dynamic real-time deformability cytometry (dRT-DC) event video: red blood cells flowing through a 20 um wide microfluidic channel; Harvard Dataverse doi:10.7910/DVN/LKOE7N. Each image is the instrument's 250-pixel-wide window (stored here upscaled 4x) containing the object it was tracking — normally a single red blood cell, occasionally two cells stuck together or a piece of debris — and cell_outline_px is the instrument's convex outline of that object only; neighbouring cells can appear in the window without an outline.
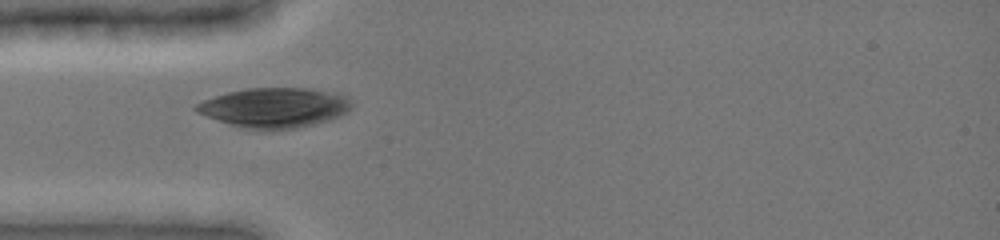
{"species": "common noctule bat (a hibernating species)", "species_latin": "Nyctalus noctula", "temperature_condition": "cold", "stored_images_in_passage": 5, "camera_frame_rate_fps": 3000, "um_per_image_px": 0.085, "animal": {"sex": "female", "body_mass_g": 19.0, "forearm_length_mm": 51.5}, "frame": {"image": 1, "passage_image": 4, "time_ms": 0.667, "image_size_px": [1000, 240], "cell_outline_px": [[352, 108], [348, 112], [340, 116], [328, 120], [296, 128], [264, 132], [244, 128], [228, 124], [196, 112], [192, 108], [196, 104], [204, 100], [228, 92], [248, 88], [308, 88], [340, 92], [352, 100]], "centroid_in_image_um": [23.37, 9.16], "position_along_channel_um": 61.6, "area_um2": 36.65}}